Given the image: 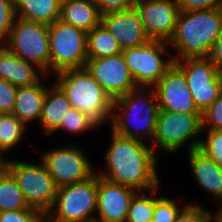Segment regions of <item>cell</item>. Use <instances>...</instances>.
<instances>
[{
    "mask_svg": "<svg viewBox=\"0 0 222 222\" xmlns=\"http://www.w3.org/2000/svg\"><path fill=\"white\" fill-rule=\"evenodd\" d=\"M65 145L48 149L44 154L40 152V160L57 187L84 181L96 172L81 148L74 144Z\"/></svg>",
    "mask_w": 222,
    "mask_h": 222,
    "instance_id": "11",
    "label": "cell"
},
{
    "mask_svg": "<svg viewBox=\"0 0 222 222\" xmlns=\"http://www.w3.org/2000/svg\"><path fill=\"white\" fill-rule=\"evenodd\" d=\"M159 189V186L155 187L149 190V194L148 190L138 191L131 201L126 222H152L155 200L159 197L157 196L159 195Z\"/></svg>",
    "mask_w": 222,
    "mask_h": 222,
    "instance_id": "27",
    "label": "cell"
},
{
    "mask_svg": "<svg viewBox=\"0 0 222 222\" xmlns=\"http://www.w3.org/2000/svg\"><path fill=\"white\" fill-rule=\"evenodd\" d=\"M101 18L92 0H62L60 20L67 24L88 33L101 23Z\"/></svg>",
    "mask_w": 222,
    "mask_h": 222,
    "instance_id": "21",
    "label": "cell"
},
{
    "mask_svg": "<svg viewBox=\"0 0 222 222\" xmlns=\"http://www.w3.org/2000/svg\"><path fill=\"white\" fill-rule=\"evenodd\" d=\"M183 71L189 88L210 87V83H222V73L209 57L174 60Z\"/></svg>",
    "mask_w": 222,
    "mask_h": 222,
    "instance_id": "22",
    "label": "cell"
},
{
    "mask_svg": "<svg viewBox=\"0 0 222 222\" xmlns=\"http://www.w3.org/2000/svg\"><path fill=\"white\" fill-rule=\"evenodd\" d=\"M111 131V144L104 153L107 168L101 170L102 172L97 170V174L136 191H149L160 186L157 171L159 156L155 154L151 145Z\"/></svg>",
    "mask_w": 222,
    "mask_h": 222,
    "instance_id": "1",
    "label": "cell"
},
{
    "mask_svg": "<svg viewBox=\"0 0 222 222\" xmlns=\"http://www.w3.org/2000/svg\"><path fill=\"white\" fill-rule=\"evenodd\" d=\"M62 0H14L17 18L50 25L60 19Z\"/></svg>",
    "mask_w": 222,
    "mask_h": 222,
    "instance_id": "23",
    "label": "cell"
},
{
    "mask_svg": "<svg viewBox=\"0 0 222 222\" xmlns=\"http://www.w3.org/2000/svg\"><path fill=\"white\" fill-rule=\"evenodd\" d=\"M202 129L222 130V93L202 113Z\"/></svg>",
    "mask_w": 222,
    "mask_h": 222,
    "instance_id": "34",
    "label": "cell"
},
{
    "mask_svg": "<svg viewBox=\"0 0 222 222\" xmlns=\"http://www.w3.org/2000/svg\"><path fill=\"white\" fill-rule=\"evenodd\" d=\"M159 110L201 113L193 100L183 71L174 63L153 87Z\"/></svg>",
    "mask_w": 222,
    "mask_h": 222,
    "instance_id": "14",
    "label": "cell"
},
{
    "mask_svg": "<svg viewBox=\"0 0 222 222\" xmlns=\"http://www.w3.org/2000/svg\"><path fill=\"white\" fill-rule=\"evenodd\" d=\"M98 7L101 16L134 8L135 0H92Z\"/></svg>",
    "mask_w": 222,
    "mask_h": 222,
    "instance_id": "37",
    "label": "cell"
},
{
    "mask_svg": "<svg viewBox=\"0 0 222 222\" xmlns=\"http://www.w3.org/2000/svg\"><path fill=\"white\" fill-rule=\"evenodd\" d=\"M180 12L222 8V0H177Z\"/></svg>",
    "mask_w": 222,
    "mask_h": 222,
    "instance_id": "38",
    "label": "cell"
},
{
    "mask_svg": "<svg viewBox=\"0 0 222 222\" xmlns=\"http://www.w3.org/2000/svg\"><path fill=\"white\" fill-rule=\"evenodd\" d=\"M16 19L14 0H0V41H4Z\"/></svg>",
    "mask_w": 222,
    "mask_h": 222,
    "instance_id": "35",
    "label": "cell"
},
{
    "mask_svg": "<svg viewBox=\"0 0 222 222\" xmlns=\"http://www.w3.org/2000/svg\"><path fill=\"white\" fill-rule=\"evenodd\" d=\"M49 86L38 123L46 136L55 133L72 108L66 94L55 82Z\"/></svg>",
    "mask_w": 222,
    "mask_h": 222,
    "instance_id": "20",
    "label": "cell"
},
{
    "mask_svg": "<svg viewBox=\"0 0 222 222\" xmlns=\"http://www.w3.org/2000/svg\"><path fill=\"white\" fill-rule=\"evenodd\" d=\"M17 88L10 82L0 78V114L12 113Z\"/></svg>",
    "mask_w": 222,
    "mask_h": 222,
    "instance_id": "36",
    "label": "cell"
},
{
    "mask_svg": "<svg viewBox=\"0 0 222 222\" xmlns=\"http://www.w3.org/2000/svg\"><path fill=\"white\" fill-rule=\"evenodd\" d=\"M168 47L167 41L151 39L144 45L122 51L136 87L153 88L174 64L173 54Z\"/></svg>",
    "mask_w": 222,
    "mask_h": 222,
    "instance_id": "8",
    "label": "cell"
},
{
    "mask_svg": "<svg viewBox=\"0 0 222 222\" xmlns=\"http://www.w3.org/2000/svg\"><path fill=\"white\" fill-rule=\"evenodd\" d=\"M27 128L14 114H0V152L5 155L22 143Z\"/></svg>",
    "mask_w": 222,
    "mask_h": 222,
    "instance_id": "26",
    "label": "cell"
},
{
    "mask_svg": "<svg viewBox=\"0 0 222 222\" xmlns=\"http://www.w3.org/2000/svg\"><path fill=\"white\" fill-rule=\"evenodd\" d=\"M2 43L9 51L50 75L48 25L16 17Z\"/></svg>",
    "mask_w": 222,
    "mask_h": 222,
    "instance_id": "10",
    "label": "cell"
},
{
    "mask_svg": "<svg viewBox=\"0 0 222 222\" xmlns=\"http://www.w3.org/2000/svg\"><path fill=\"white\" fill-rule=\"evenodd\" d=\"M101 23L118 41L122 50L144 45L151 40L135 8L105 14Z\"/></svg>",
    "mask_w": 222,
    "mask_h": 222,
    "instance_id": "16",
    "label": "cell"
},
{
    "mask_svg": "<svg viewBox=\"0 0 222 222\" xmlns=\"http://www.w3.org/2000/svg\"><path fill=\"white\" fill-rule=\"evenodd\" d=\"M218 208L214 213V222H222V205H218Z\"/></svg>",
    "mask_w": 222,
    "mask_h": 222,
    "instance_id": "40",
    "label": "cell"
},
{
    "mask_svg": "<svg viewBox=\"0 0 222 222\" xmlns=\"http://www.w3.org/2000/svg\"><path fill=\"white\" fill-rule=\"evenodd\" d=\"M175 222H214V213L201 204L193 202L180 212Z\"/></svg>",
    "mask_w": 222,
    "mask_h": 222,
    "instance_id": "32",
    "label": "cell"
},
{
    "mask_svg": "<svg viewBox=\"0 0 222 222\" xmlns=\"http://www.w3.org/2000/svg\"><path fill=\"white\" fill-rule=\"evenodd\" d=\"M133 188L120 185L97 174L96 222H126L134 195Z\"/></svg>",
    "mask_w": 222,
    "mask_h": 222,
    "instance_id": "15",
    "label": "cell"
},
{
    "mask_svg": "<svg viewBox=\"0 0 222 222\" xmlns=\"http://www.w3.org/2000/svg\"><path fill=\"white\" fill-rule=\"evenodd\" d=\"M188 157L192 175L199 187L222 205V167L198 149L188 152Z\"/></svg>",
    "mask_w": 222,
    "mask_h": 222,
    "instance_id": "18",
    "label": "cell"
},
{
    "mask_svg": "<svg viewBox=\"0 0 222 222\" xmlns=\"http://www.w3.org/2000/svg\"><path fill=\"white\" fill-rule=\"evenodd\" d=\"M0 222H46L45 214L35 208L2 211L0 212Z\"/></svg>",
    "mask_w": 222,
    "mask_h": 222,
    "instance_id": "33",
    "label": "cell"
},
{
    "mask_svg": "<svg viewBox=\"0 0 222 222\" xmlns=\"http://www.w3.org/2000/svg\"><path fill=\"white\" fill-rule=\"evenodd\" d=\"M188 204L179 207L178 203L163 195L155 200L152 222H175L177 216Z\"/></svg>",
    "mask_w": 222,
    "mask_h": 222,
    "instance_id": "29",
    "label": "cell"
},
{
    "mask_svg": "<svg viewBox=\"0 0 222 222\" xmlns=\"http://www.w3.org/2000/svg\"><path fill=\"white\" fill-rule=\"evenodd\" d=\"M158 111L153 88L137 87L113 100L110 128L118 135L152 142Z\"/></svg>",
    "mask_w": 222,
    "mask_h": 222,
    "instance_id": "3",
    "label": "cell"
},
{
    "mask_svg": "<svg viewBox=\"0 0 222 222\" xmlns=\"http://www.w3.org/2000/svg\"><path fill=\"white\" fill-rule=\"evenodd\" d=\"M50 75L85 68L87 32L58 19L48 25Z\"/></svg>",
    "mask_w": 222,
    "mask_h": 222,
    "instance_id": "7",
    "label": "cell"
},
{
    "mask_svg": "<svg viewBox=\"0 0 222 222\" xmlns=\"http://www.w3.org/2000/svg\"><path fill=\"white\" fill-rule=\"evenodd\" d=\"M202 132V113H179L159 110L151 147L158 146L165 154H173L189 144L188 152L198 149ZM198 136V137H197Z\"/></svg>",
    "mask_w": 222,
    "mask_h": 222,
    "instance_id": "6",
    "label": "cell"
},
{
    "mask_svg": "<svg viewBox=\"0 0 222 222\" xmlns=\"http://www.w3.org/2000/svg\"><path fill=\"white\" fill-rule=\"evenodd\" d=\"M97 209V172L90 178L57 188L46 222H94Z\"/></svg>",
    "mask_w": 222,
    "mask_h": 222,
    "instance_id": "5",
    "label": "cell"
},
{
    "mask_svg": "<svg viewBox=\"0 0 222 222\" xmlns=\"http://www.w3.org/2000/svg\"><path fill=\"white\" fill-rule=\"evenodd\" d=\"M47 85L43 79L32 86L18 87L15 95V104L12 111L26 127L32 121L40 120L44 100L47 93Z\"/></svg>",
    "mask_w": 222,
    "mask_h": 222,
    "instance_id": "19",
    "label": "cell"
},
{
    "mask_svg": "<svg viewBox=\"0 0 222 222\" xmlns=\"http://www.w3.org/2000/svg\"><path fill=\"white\" fill-rule=\"evenodd\" d=\"M122 51L118 41L102 23L87 33L88 59L115 56L121 54Z\"/></svg>",
    "mask_w": 222,
    "mask_h": 222,
    "instance_id": "24",
    "label": "cell"
},
{
    "mask_svg": "<svg viewBox=\"0 0 222 222\" xmlns=\"http://www.w3.org/2000/svg\"><path fill=\"white\" fill-rule=\"evenodd\" d=\"M221 30L222 8L180 12L168 41L174 60L209 57Z\"/></svg>",
    "mask_w": 222,
    "mask_h": 222,
    "instance_id": "2",
    "label": "cell"
},
{
    "mask_svg": "<svg viewBox=\"0 0 222 222\" xmlns=\"http://www.w3.org/2000/svg\"><path fill=\"white\" fill-rule=\"evenodd\" d=\"M48 76L36 64L27 62L9 51L4 45L0 47V78L16 87L32 86Z\"/></svg>",
    "mask_w": 222,
    "mask_h": 222,
    "instance_id": "17",
    "label": "cell"
},
{
    "mask_svg": "<svg viewBox=\"0 0 222 222\" xmlns=\"http://www.w3.org/2000/svg\"><path fill=\"white\" fill-rule=\"evenodd\" d=\"M209 58L215 67L222 73V30L219 38L213 45Z\"/></svg>",
    "mask_w": 222,
    "mask_h": 222,
    "instance_id": "39",
    "label": "cell"
},
{
    "mask_svg": "<svg viewBox=\"0 0 222 222\" xmlns=\"http://www.w3.org/2000/svg\"><path fill=\"white\" fill-rule=\"evenodd\" d=\"M30 208L16 180L5 169L0 174V212Z\"/></svg>",
    "mask_w": 222,
    "mask_h": 222,
    "instance_id": "25",
    "label": "cell"
},
{
    "mask_svg": "<svg viewBox=\"0 0 222 222\" xmlns=\"http://www.w3.org/2000/svg\"><path fill=\"white\" fill-rule=\"evenodd\" d=\"M54 81L66 94L74 109L93 119L99 126L111 122L113 100L86 68L55 74Z\"/></svg>",
    "mask_w": 222,
    "mask_h": 222,
    "instance_id": "4",
    "label": "cell"
},
{
    "mask_svg": "<svg viewBox=\"0 0 222 222\" xmlns=\"http://www.w3.org/2000/svg\"><path fill=\"white\" fill-rule=\"evenodd\" d=\"M30 163L7 159L6 170L14 177L28 205L45 215L53 207L57 186L41 160Z\"/></svg>",
    "mask_w": 222,
    "mask_h": 222,
    "instance_id": "9",
    "label": "cell"
},
{
    "mask_svg": "<svg viewBox=\"0 0 222 222\" xmlns=\"http://www.w3.org/2000/svg\"><path fill=\"white\" fill-rule=\"evenodd\" d=\"M6 156L4 158V155L0 152V174L6 169V162H7Z\"/></svg>",
    "mask_w": 222,
    "mask_h": 222,
    "instance_id": "41",
    "label": "cell"
},
{
    "mask_svg": "<svg viewBox=\"0 0 222 222\" xmlns=\"http://www.w3.org/2000/svg\"><path fill=\"white\" fill-rule=\"evenodd\" d=\"M85 68L112 100L137 88L122 53L115 56L88 59Z\"/></svg>",
    "mask_w": 222,
    "mask_h": 222,
    "instance_id": "12",
    "label": "cell"
},
{
    "mask_svg": "<svg viewBox=\"0 0 222 222\" xmlns=\"http://www.w3.org/2000/svg\"><path fill=\"white\" fill-rule=\"evenodd\" d=\"M205 131L207 136L201 138L198 150L222 167V130L202 129V133Z\"/></svg>",
    "mask_w": 222,
    "mask_h": 222,
    "instance_id": "30",
    "label": "cell"
},
{
    "mask_svg": "<svg viewBox=\"0 0 222 222\" xmlns=\"http://www.w3.org/2000/svg\"><path fill=\"white\" fill-rule=\"evenodd\" d=\"M98 127L100 126L93 119L72 107L67 111L65 120L62 121L60 127L55 132L61 130L70 135H81Z\"/></svg>",
    "mask_w": 222,
    "mask_h": 222,
    "instance_id": "28",
    "label": "cell"
},
{
    "mask_svg": "<svg viewBox=\"0 0 222 222\" xmlns=\"http://www.w3.org/2000/svg\"><path fill=\"white\" fill-rule=\"evenodd\" d=\"M134 8L152 40L169 41L180 13L177 0H135Z\"/></svg>",
    "mask_w": 222,
    "mask_h": 222,
    "instance_id": "13",
    "label": "cell"
},
{
    "mask_svg": "<svg viewBox=\"0 0 222 222\" xmlns=\"http://www.w3.org/2000/svg\"><path fill=\"white\" fill-rule=\"evenodd\" d=\"M189 89L197 109L203 113L222 93V83H210V87Z\"/></svg>",
    "mask_w": 222,
    "mask_h": 222,
    "instance_id": "31",
    "label": "cell"
}]
</instances>
